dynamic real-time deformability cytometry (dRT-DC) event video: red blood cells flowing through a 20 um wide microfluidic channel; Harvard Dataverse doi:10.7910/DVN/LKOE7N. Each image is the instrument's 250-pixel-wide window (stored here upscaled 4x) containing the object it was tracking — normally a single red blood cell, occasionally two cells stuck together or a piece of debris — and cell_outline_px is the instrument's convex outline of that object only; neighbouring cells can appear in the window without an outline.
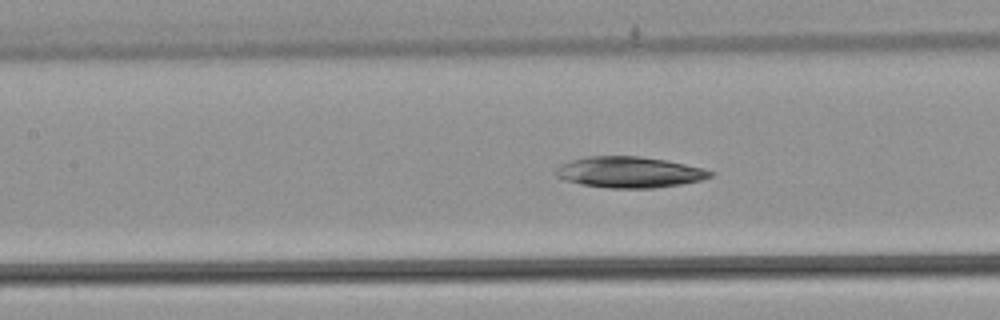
{"species": "common noctule bat (a hibernating species)", "species_latin": "Nyctalus noctula", "temperature_condition": "warm", "stored_images_in_passage": 14, "camera_frame_rate_fps": 3000, "um_per_image_px": 0.085, "animal": {"sex": "male", "body_mass_g": 21.5, "forearm_length_mm": 52.0}, "frame": {"image": 1, "passage_image": 8, "time_ms": 2.333, "image_size_px": [1000, 320], "cell_outline_px": [[716, 172], [712, 176], [700, 180], [680, 184], [652, 188], [608, 188], [580, 184], [564, 180], [556, 176], [556, 168], [560, 164], [572, 160], [588, 156], [640, 156], [664, 160], [704, 168]], "centroid_in_image_um": [53.48, 14.63], "position_along_channel_um": 153.9, "area_um2": 27.86}}
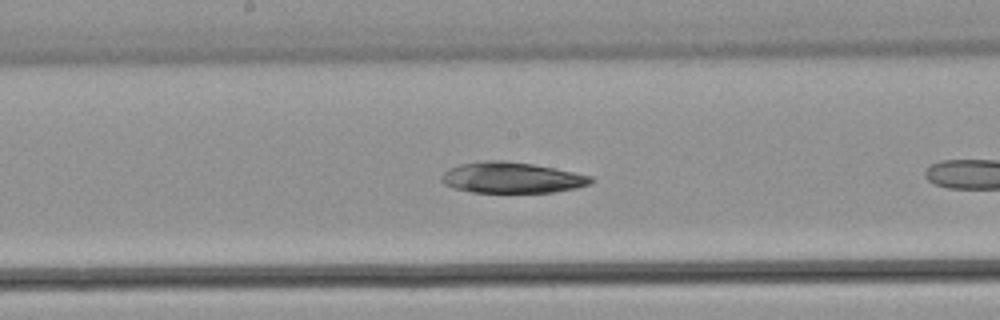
{"frame": {"image": 2, "passage_image": 12, "time_ms": 3.667, "image_size_px": [1000, 320], "cell_outline_px": [[596, 180], [592, 184], [576, 188], [552, 192], [472, 192], [452, 188], [444, 184], [440, 180], [440, 176], [448, 168], [460, 164], [484, 160], [504, 160], [532, 164], [592, 176]], "centroid_in_image_um": [43.47, 15.1], "position_along_channel_um": 204.7, "area_um2": 26.99}}